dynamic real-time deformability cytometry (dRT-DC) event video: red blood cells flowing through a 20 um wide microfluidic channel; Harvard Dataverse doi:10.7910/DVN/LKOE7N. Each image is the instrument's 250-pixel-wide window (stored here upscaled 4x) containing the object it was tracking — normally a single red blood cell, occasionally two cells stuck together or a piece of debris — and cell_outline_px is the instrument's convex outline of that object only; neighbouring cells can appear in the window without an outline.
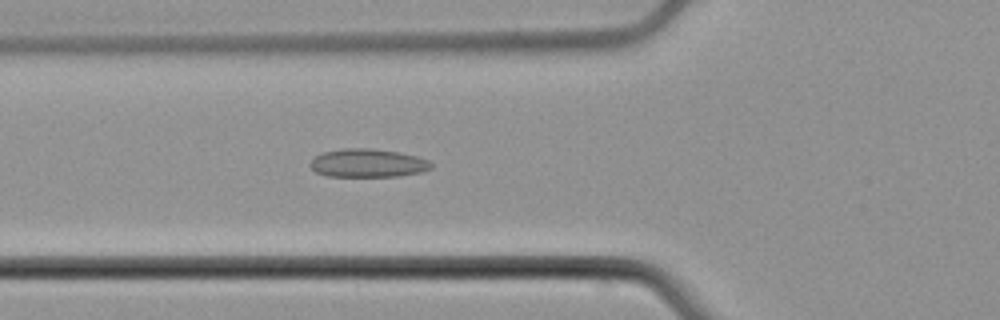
{"species": "common noctule bat (a hibernating species)", "species_latin": "Nyctalus noctula", "temperature_condition": "cold", "stored_images_in_passage": 4, "camera_frame_rate_fps": 3000, "um_per_image_px": 0.085, "animal": {"sex": "male", "body_mass_g": 21.5, "forearm_length_mm": 52.0}, "frame": {"image": 1, "passage_image": 4, "time_ms": 3.667, "image_size_px": [1000, 320], "cell_outline_px": [[432, 168], [420, 172], [400, 176], [328, 176], [316, 172], [308, 164], [316, 156], [324, 152], [340, 148], [372, 148], [400, 152], [416, 156], [428, 160], [432, 164]], "centroid_in_image_um": [31.26, 13.85], "position_along_channel_um": 94.5, "area_um2": 20.0}}